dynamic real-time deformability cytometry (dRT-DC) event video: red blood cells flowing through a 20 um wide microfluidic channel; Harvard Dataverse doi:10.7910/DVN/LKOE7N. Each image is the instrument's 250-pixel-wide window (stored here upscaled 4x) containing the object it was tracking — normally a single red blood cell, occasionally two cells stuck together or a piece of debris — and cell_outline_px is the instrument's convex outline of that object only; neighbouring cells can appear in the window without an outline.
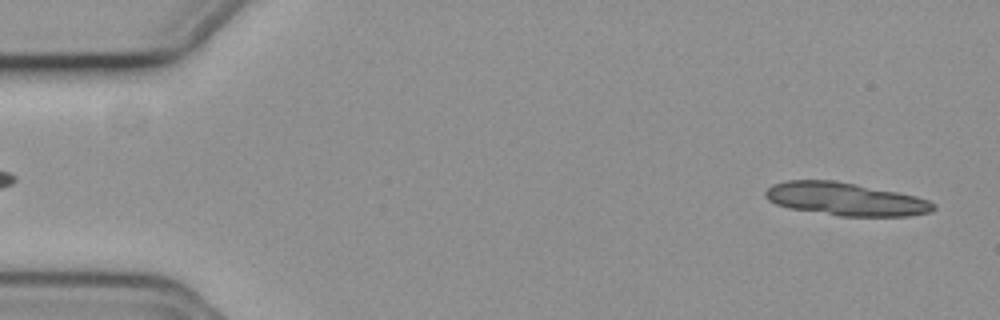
{"species": "common noctule bat (a hibernating species)", "species_latin": "Nyctalus noctula", "temperature_condition": "cold", "stored_images_in_passage": 13, "camera_frame_rate_fps": 3000, "um_per_image_px": 0.085, "animal": {"sex": "female", "body_mass_g": 19.3, "forearm_length_mm": 54.1}, "frame": {"image": 1, "passage_image": 2, "time_ms": 0.333, "image_size_px": [1000, 320], "cell_outline_px": [[936, 208], [932, 212], [908, 216], [840, 216], [788, 208], [776, 204], [768, 200], [764, 196], [764, 192], [772, 184], [784, 180], [832, 180], [896, 192], [916, 196], [928, 200], [936, 204]], "centroid_in_image_um": [71.84, 16.93], "position_along_channel_um": 13.2, "area_um2": 32.25}}